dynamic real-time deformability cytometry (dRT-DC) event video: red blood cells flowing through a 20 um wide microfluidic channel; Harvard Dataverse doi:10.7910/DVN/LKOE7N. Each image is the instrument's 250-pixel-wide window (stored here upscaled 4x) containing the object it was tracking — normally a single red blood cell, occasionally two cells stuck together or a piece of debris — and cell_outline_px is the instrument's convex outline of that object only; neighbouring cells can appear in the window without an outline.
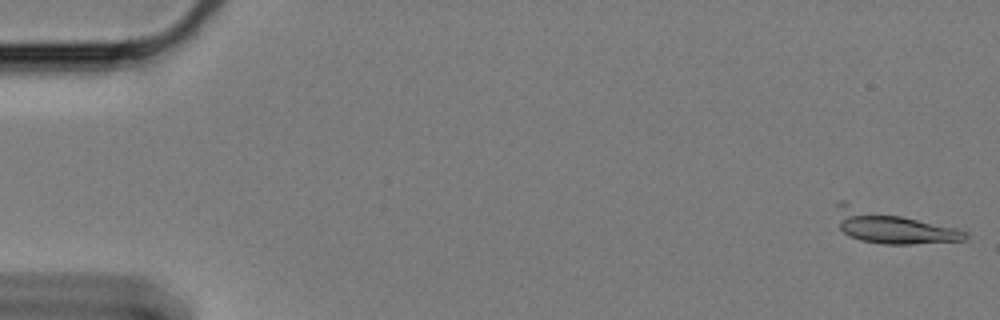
{"species": "Egyptian fruit bat (a non-hibernating species)", "species_latin": "Rousettus aegyptiacus", "temperature_condition": "cold", "stored_images_in_passage": 31, "camera_frame_rate_fps": 3000, "um_per_image_px": 0.085, "animal": {"sex": "female"}, "frame": {"image": 1, "passage_image": 1, "time_ms": 0.0, "image_size_px": [1000, 320], "cell_outline_px": [[968, 236], [964, 240], [912, 244], [884, 244], [860, 240], [848, 236], [840, 228], [836, 204], [836, 200], [844, 200], [956, 228], [968, 232]], "centroid_in_image_um": [75.78, 19.24], "position_along_channel_um": 9.2, "area_um2": 24.74}}
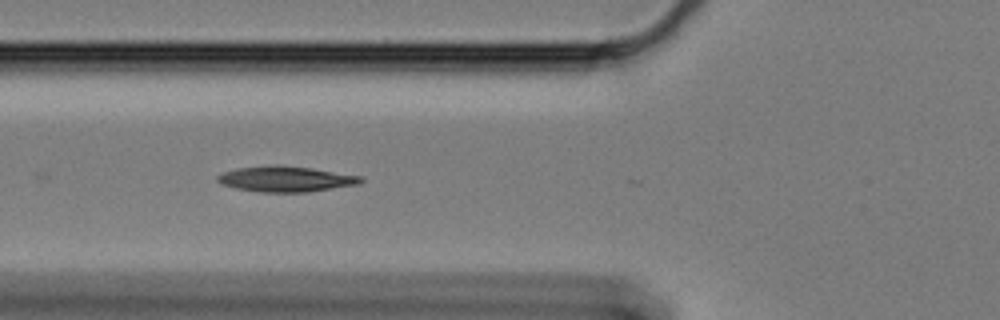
{"frame": {"image": 2, "passage_image": 22, "time_ms": 7.0, "image_size_px": [1000, 320], "cell_outline_px": [[364, 180], [360, 184], [308, 192], [260, 192], [236, 188], [224, 184], [216, 180], [216, 176], [224, 172], [236, 168], [276, 164], [280, 164], [312, 168], [364, 176]], "centroid_in_image_um": [24.34, 15.2], "position_along_channel_um": 101.5, "area_um2": 21.56}}
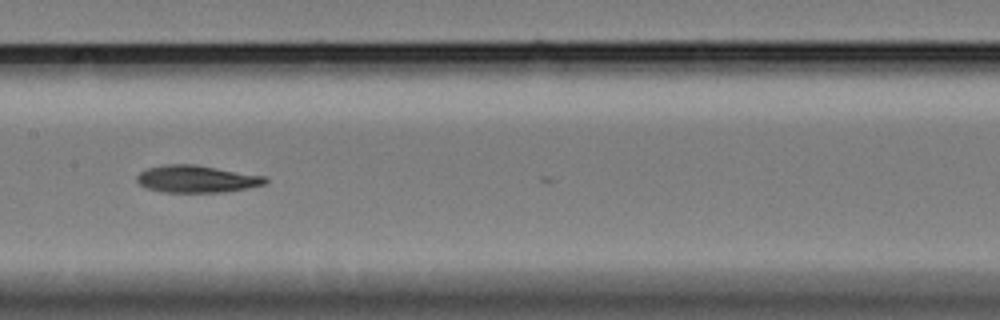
{"frame": {"image": 3, "passage_image": 30, "time_ms": 9.667, "image_size_px": [1000, 320], "cell_outline_px": [[268, 180], [264, 184], [248, 188], [224, 192], [160, 192], [148, 188], [140, 184], [136, 180], [136, 176], [140, 172], [148, 168], [164, 164], [196, 164], [268, 176]], "centroid_in_image_um": [16.74, 15.2], "position_along_channel_um": 190.7, "area_um2": 20.58}}